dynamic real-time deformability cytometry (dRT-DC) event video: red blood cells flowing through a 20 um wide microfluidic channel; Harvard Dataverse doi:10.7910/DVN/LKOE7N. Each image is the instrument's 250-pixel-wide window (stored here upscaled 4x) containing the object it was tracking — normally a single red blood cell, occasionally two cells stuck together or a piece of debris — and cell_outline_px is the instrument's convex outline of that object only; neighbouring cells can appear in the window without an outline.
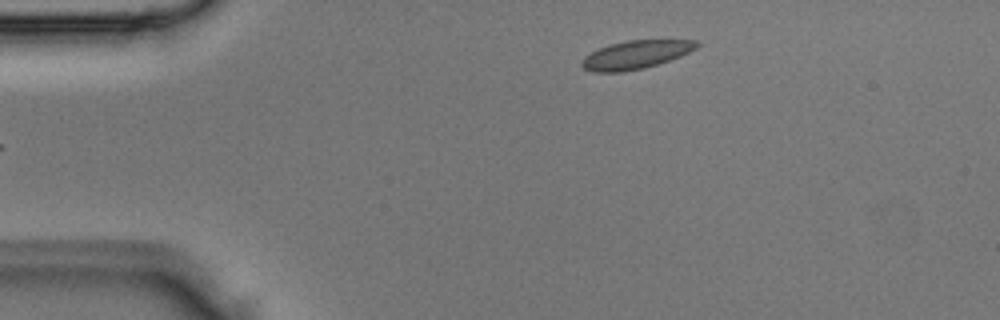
{"species": "Egyptian fruit bat (a non-hibernating species)", "species_latin": "Rousettus aegyptiacus", "temperature_condition": "room temperature", "stored_images_in_passage": 2, "camera_frame_rate_fps": 3000, "um_per_image_px": 0.085, "animal": {"sex": "male"}, "frame": {"image": 1, "passage_image": 1, "time_ms": 0.0, "image_size_px": [1000, 320], "cell_outline_px": [[700, 44], [696, 48], [680, 56], [644, 68], [620, 72], [592, 72], [584, 68], [580, 64], [584, 56], [608, 44], [628, 40], [696, 40]], "centroid_in_image_um": [54.01, 4.65], "position_along_channel_um": 31.0, "area_um2": 18.79}}